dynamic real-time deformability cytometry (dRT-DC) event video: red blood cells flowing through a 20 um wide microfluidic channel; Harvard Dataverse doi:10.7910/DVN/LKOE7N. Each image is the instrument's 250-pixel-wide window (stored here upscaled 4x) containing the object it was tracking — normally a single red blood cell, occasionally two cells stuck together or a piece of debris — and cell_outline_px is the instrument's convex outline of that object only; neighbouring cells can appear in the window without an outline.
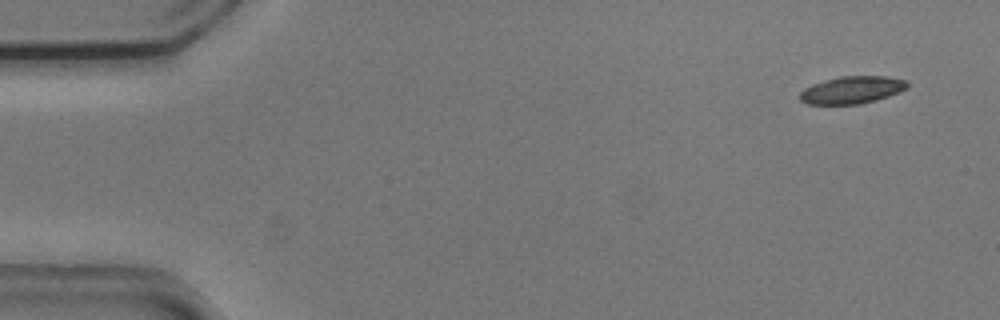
{"species": "common noctule bat (a hibernating species)", "species_latin": "Nyctalus noctula", "temperature_condition": "cold", "stored_images_in_passage": 13, "camera_frame_rate_fps": 3000, "um_per_image_px": 0.085, "animal": {"sex": "male", "body_mass_g": 20.5, "forearm_length_mm": 52.5}, "frame": {"image": 1, "passage_image": 1, "time_ms": 0.0, "image_size_px": [1000, 320], "cell_outline_px": [[908, 88], [888, 96], [876, 100], [860, 104], [808, 104], [800, 100], [800, 92], [804, 88], [812, 84], [840, 76], [888, 76], [908, 80]], "centroid_in_image_um": [72.44, 7.64], "position_along_channel_um": 12.6, "area_um2": 17.17}}